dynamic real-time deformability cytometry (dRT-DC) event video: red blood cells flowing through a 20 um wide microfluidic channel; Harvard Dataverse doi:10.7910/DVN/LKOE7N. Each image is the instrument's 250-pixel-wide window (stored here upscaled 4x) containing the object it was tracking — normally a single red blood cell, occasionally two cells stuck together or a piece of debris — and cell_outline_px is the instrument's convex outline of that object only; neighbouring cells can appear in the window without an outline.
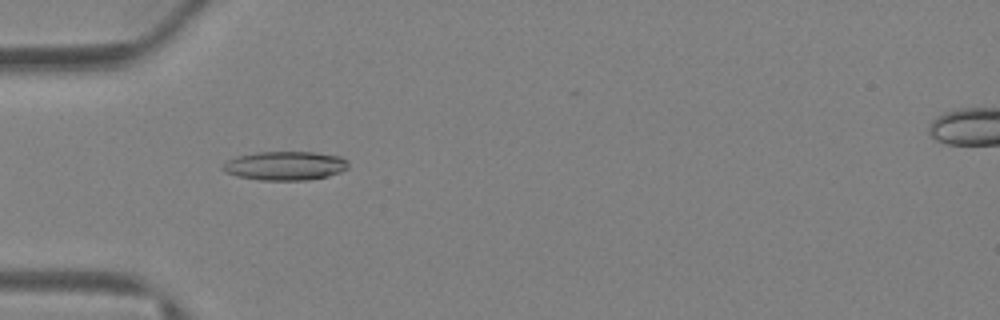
{"species": "Egyptian fruit bat (a non-hibernating species)", "species_latin": "Rousettus aegyptiacus", "temperature_condition": "warm", "stored_images_in_passage": 33, "camera_frame_rate_fps": 3000, "um_per_image_px": 0.085, "animal": {"sex": "female"}, "frame": {"image": 1, "passage_image": 10, "time_ms": 3.0, "image_size_px": [1000, 320], "cell_outline_px": [[348, 168], [340, 172], [328, 176], [308, 180], [260, 180], [236, 176], [224, 172], [220, 168], [228, 160], [236, 156], [256, 152], [316, 152], [340, 156], [348, 160]], "centroid_in_image_um": [24.23, 14.09], "position_along_channel_um": 60.8, "area_um2": 21.33}}
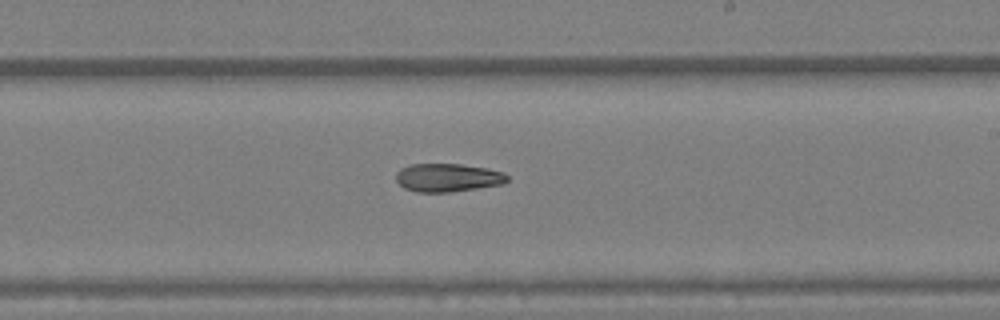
{"frame": {"image": 2, "passage_image": 21, "time_ms": 6.667, "image_size_px": [1000, 320], "cell_outline_px": [[508, 180], [504, 184], [448, 192], [416, 192], [404, 188], [396, 180], [396, 172], [400, 168], [408, 164], [460, 164], [488, 168], [504, 172], [508, 176]], "centroid_in_image_um": [38.05, 15.09], "position_along_channel_um": 250.9, "area_um2": 18.44}}
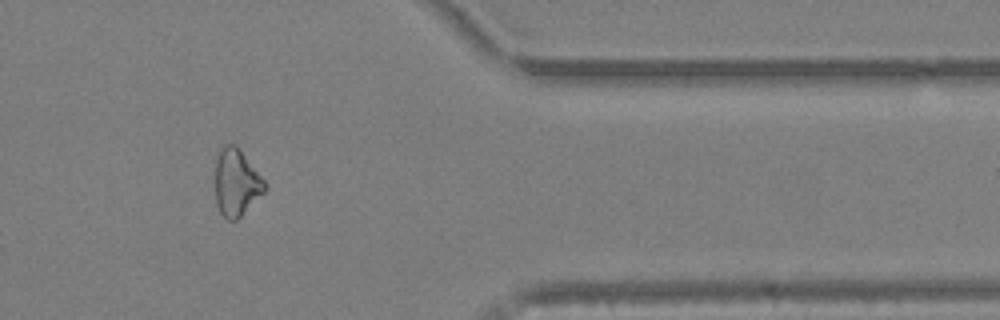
{"frame": {"image": 3, "passage_image": 30, "time_ms": 9.667, "image_size_px": [1000, 320], "cell_outline_px": [[268, 188], [236, 220], [228, 220], [220, 212], [216, 204], [216, 160], [220, 148], [224, 144], [236, 144], [264, 180]], "centroid_in_image_um": [20.08, 15.5], "position_along_channel_um": 391.3, "area_um2": 19.13}}